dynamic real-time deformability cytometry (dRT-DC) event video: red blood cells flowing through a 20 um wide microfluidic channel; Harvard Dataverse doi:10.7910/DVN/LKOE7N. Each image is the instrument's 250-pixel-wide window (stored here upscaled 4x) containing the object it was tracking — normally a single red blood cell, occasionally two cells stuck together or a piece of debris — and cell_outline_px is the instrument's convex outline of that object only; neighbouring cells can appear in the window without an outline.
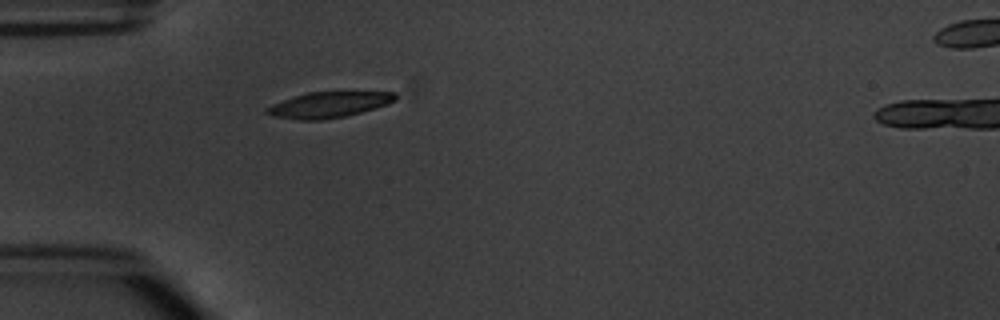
{"species": "common noctule bat (a hibernating species)", "species_latin": "Nyctalus noctula", "temperature_condition": "warm", "stored_images_in_passage": 2, "camera_frame_rate_fps": 3000, "um_per_image_px": 0.085, "animal": {"sex": "male", "body_mass_g": 20.1, "forearm_length_mm": 53.5}, "frame": {"image": 1, "passage_image": 1, "time_ms": 0.0, "image_size_px": [1000, 320], "cell_outline_px": [[396, 100], [388, 104], [360, 112], [344, 116], [320, 120], [300, 120], [272, 116], [264, 112], [264, 108], [272, 104], [308, 92], [396, 92]], "centroid_in_image_um": [27.92, 8.9], "position_along_channel_um": 57.1, "area_um2": 19.07}}